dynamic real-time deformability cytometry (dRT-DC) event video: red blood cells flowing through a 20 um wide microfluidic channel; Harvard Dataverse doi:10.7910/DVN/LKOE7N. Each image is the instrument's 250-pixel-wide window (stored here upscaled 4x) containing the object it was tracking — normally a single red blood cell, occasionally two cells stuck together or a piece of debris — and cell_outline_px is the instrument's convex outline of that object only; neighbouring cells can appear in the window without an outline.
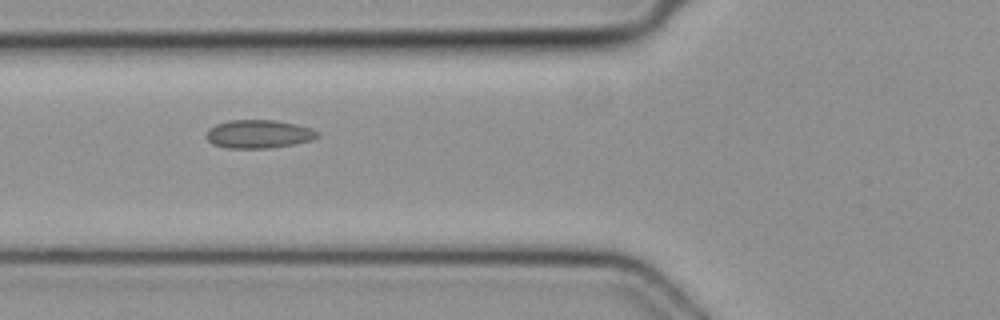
{"species": "common noctule bat (a hibernating species)", "species_latin": "Nyctalus noctula", "temperature_condition": "cold", "stored_images_in_passage": 6, "camera_frame_rate_fps": 3000, "um_per_image_px": 0.085, "animal": {"sex": "female", "body_mass_g": 19.3, "forearm_length_mm": 54.1}, "frame": {"image": 1, "passage_image": 6, "time_ms": 1.667, "image_size_px": [1000, 320], "cell_outline_px": [[320, 136], [312, 140], [292, 144], [268, 148], [228, 148], [212, 144], [204, 136], [208, 128], [216, 124], [228, 120], [272, 120], [296, 124], [312, 128], [320, 132]], "centroid_in_image_um": [21.97, 11.39], "position_along_channel_um": 103.8, "area_um2": 18.5}}